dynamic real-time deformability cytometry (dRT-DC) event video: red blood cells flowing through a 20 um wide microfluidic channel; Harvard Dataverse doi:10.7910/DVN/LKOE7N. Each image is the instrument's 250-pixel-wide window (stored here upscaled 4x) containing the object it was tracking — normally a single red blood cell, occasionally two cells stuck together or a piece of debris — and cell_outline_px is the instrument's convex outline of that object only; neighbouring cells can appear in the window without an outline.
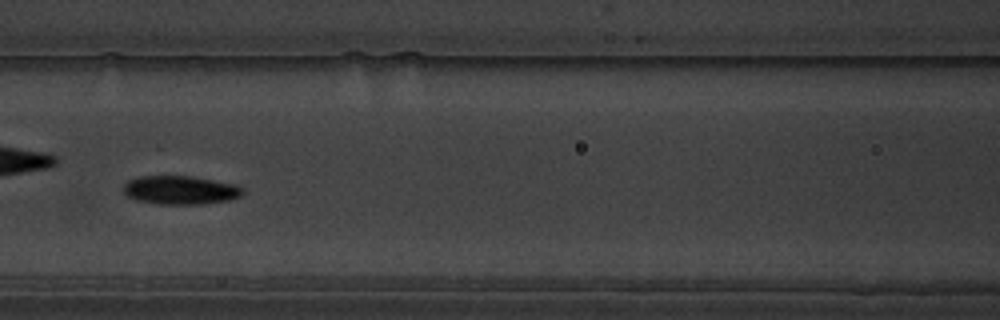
{"species": "common noctule bat (a hibernating species)", "species_latin": "Nyctalus noctula", "temperature_condition": "warm", "stored_images_in_passage": 57, "camera_frame_rate_fps": 3000, "um_per_image_px": 0.085, "animal": {"sex": "male", "body_mass_g": 19.5, "forearm_length_mm": 54.6}, "frame": {"image": 1, "passage_image": 25, "time_ms": 8.0, "image_size_px": [1000, 320], "cell_outline_px": [[244, 192], [240, 196], [232, 200], [200, 204], [160, 204], [136, 200], [128, 196], [124, 192], [124, 184], [128, 180], [140, 176], [192, 176], [236, 184], [244, 188]], "centroid_in_image_um": [15.37, 16.15], "position_along_channel_um": 151.2, "area_um2": 20.0}}